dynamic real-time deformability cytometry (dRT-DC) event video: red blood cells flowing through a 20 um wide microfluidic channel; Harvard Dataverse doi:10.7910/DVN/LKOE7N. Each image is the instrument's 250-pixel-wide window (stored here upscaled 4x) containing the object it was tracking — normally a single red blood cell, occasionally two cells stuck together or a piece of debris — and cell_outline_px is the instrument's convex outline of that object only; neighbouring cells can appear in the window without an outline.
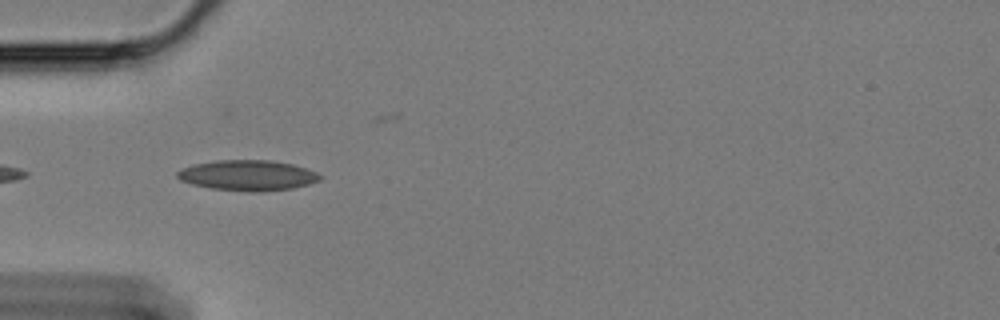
{"species": "Egyptian fruit bat (a non-hibernating species)", "species_latin": "Rousettus aegyptiacus", "temperature_condition": "cold", "stored_images_in_passage": 17, "camera_frame_rate_fps": 3000, "um_per_image_px": 0.085, "animal": {"sex": "female"}, "frame": {"image": 1, "passage_image": 3, "time_ms": 0.667, "image_size_px": [1000, 320], "cell_outline_px": [[324, 176], [320, 180], [308, 184], [292, 188], [212, 188], [192, 184], [180, 180], [176, 176], [176, 172], [184, 168], [196, 164], [216, 160], [268, 160], [292, 164], [316, 172]], "centroid_in_image_um": [21.04, 14.84], "position_along_channel_um": 64.0, "area_um2": 23.87}}
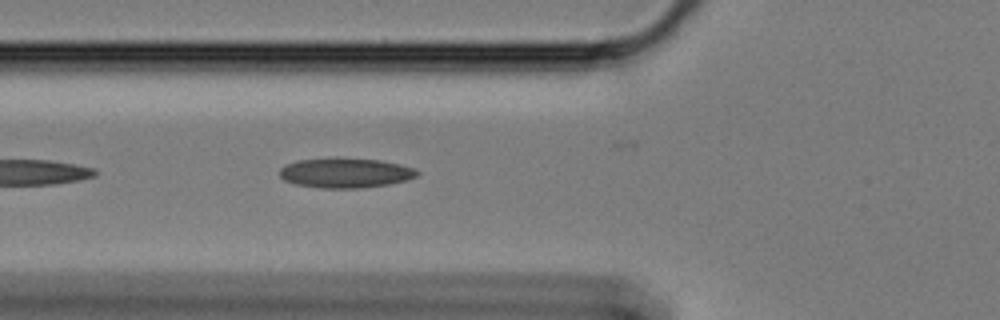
{"frame": {"image": 2, "passage_image": 6, "time_ms": 1.667, "image_size_px": [1000, 320], "cell_outline_px": [[420, 172], [416, 176], [408, 180], [388, 184], [360, 188], [324, 188], [296, 184], [284, 180], [280, 176], [280, 168], [296, 160], [328, 156], [336, 156], [380, 160], [400, 164], [412, 168]], "centroid_in_image_um": [29.34, 14.66], "position_along_channel_um": 96.5, "area_um2": 24.33}}